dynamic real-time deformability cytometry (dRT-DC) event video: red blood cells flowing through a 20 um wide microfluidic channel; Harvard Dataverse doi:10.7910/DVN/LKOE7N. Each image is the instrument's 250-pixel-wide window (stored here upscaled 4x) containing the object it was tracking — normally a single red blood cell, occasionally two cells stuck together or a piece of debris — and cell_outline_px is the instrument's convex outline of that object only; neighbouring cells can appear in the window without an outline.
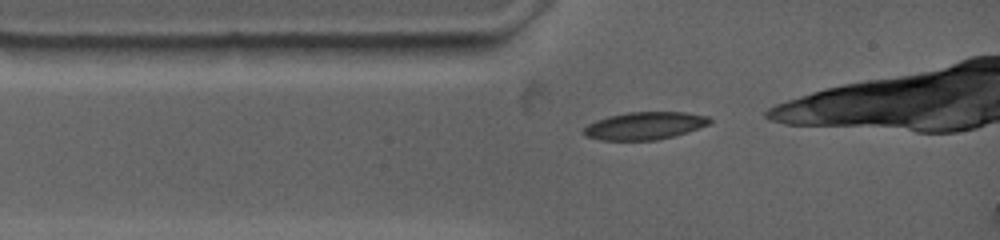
{"species": "common noctule bat (a hibernating species)", "species_latin": "Nyctalus noctula", "temperature_condition": "warm", "stored_images_in_passage": 6, "camera_frame_rate_fps": 4500, "um_per_image_px": 0.085, "animal": {"sex": "female", "body_mass_g": 19.0, "forearm_length_mm": 53.3}, "frame": {"image": 1, "passage_image": 1, "time_ms": 0.0, "image_size_px": [1000, 240], "cell_outline_px": [[712, 120], [708, 124], [688, 132], [676, 136], [656, 140], [600, 140], [584, 136], [580, 132], [588, 124], [596, 120], [608, 116], [628, 112], [688, 112], [708, 116]], "centroid_in_image_um": [54.77, 10.69], "position_along_channel_um": 30.2, "area_um2": 20.46}}
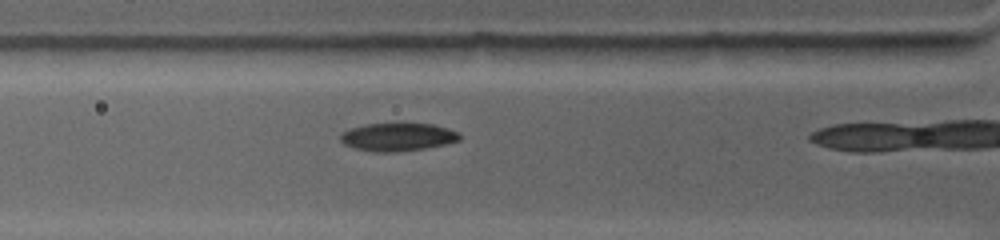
{"frame": {"image": 2, "passage_image": 4, "time_ms": 1.778, "image_size_px": [1000, 240], "cell_outline_px": [[460, 140], [444, 144], [424, 148], [392, 152], [372, 152], [356, 148], [344, 144], [340, 140], [340, 132], [348, 128], [364, 124], [432, 124], [448, 128], [460, 132]], "centroid_in_image_um": [33.77, 11.64], "position_along_channel_um": 92.0, "area_um2": 19.42}}
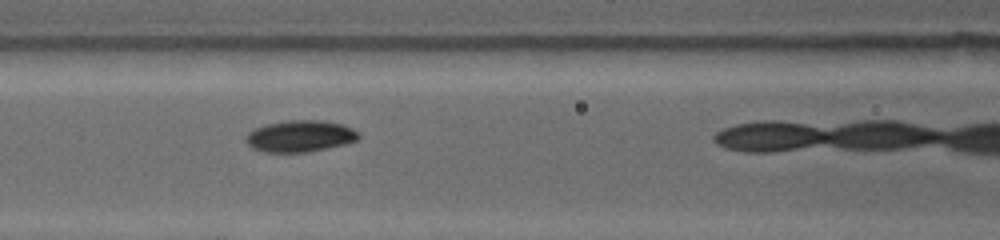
{"frame": {"image": 3, "passage_image": 6, "time_ms": 3.111, "image_size_px": [1000, 240], "cell_outline_px": [[360, 136], [356, 140], [344, 144], [328, 148], [308, 152], [264, 152], [252, 148], [244, 140], [244, 136], [248, 132], [256, 128], [268, 124], [288, 120], [320, 120], [344, 124], [360, 132]], "centroid_in_image_um": [25.51, 11.57], "position_along_channel_um": 141.1, "area_um2": 20.87}}